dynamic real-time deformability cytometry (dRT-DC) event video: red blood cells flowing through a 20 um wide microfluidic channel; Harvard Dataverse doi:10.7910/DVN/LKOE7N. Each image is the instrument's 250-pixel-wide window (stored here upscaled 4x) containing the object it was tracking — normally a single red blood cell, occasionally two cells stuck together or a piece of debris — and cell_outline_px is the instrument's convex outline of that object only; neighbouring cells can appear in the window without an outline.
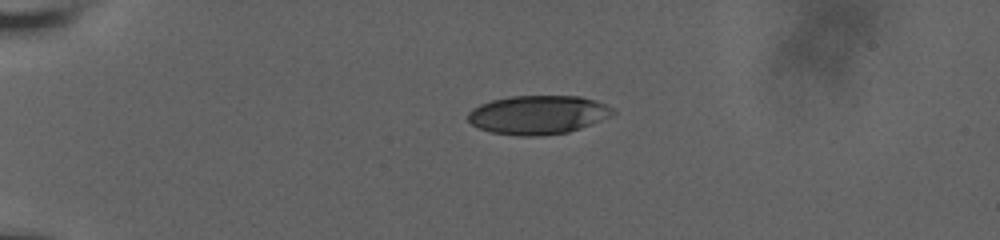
{"species": "human", "species_latin": "Homo sapiens", "temperature_condition": "room temperature", "stored_images_in_passage": 45, "camera_frame_rate_fps": 3000, "um_per_image_px": 0.085, "donor": {"sex": "male"}, "frame": {"image": 1, "passage_image": 1, "time_ms": 0.0, "image_size_px": [1000, 240], "cell_outline_px": [[616, 112], [600, 120], [580, 128], [568, 132], [540, 136], [520, 136], [488, 132], [472, 124], [468, 120], [468, 112], [472, 108], [480, 104], [492, 100], [512, 96], [580, 96], [596, 100], [612, 108]], "centroid_in_image_um": [45.69, 9.76], "position_along_channel_um": 39.3, "area_um2": 32.66}}
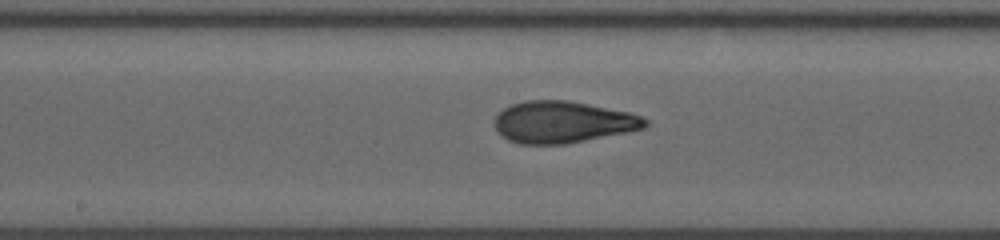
{"frame": {"image": 2, "passage_image": 19, "time_ms": 6.0, "image_size_px": [1000, 240], "cell_outline_px": [[648, 124], [644, 128], [628, 132], [564, 144], [520, 144], [508, 140], [500, 136], [496, 132], [492, 124], [496, 116], [504, 108], [512, 104], [524, 100], [568, 100], [628, 112], [640, 116], [648, 120]], "centroid_in_image_um": [47.78, 10.38], "position_along_channel_um": 200.4, "area_um2": 36.76}}
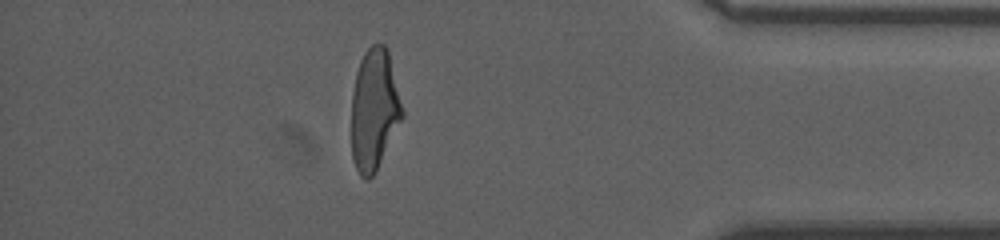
{"frame": {"image": 3, "passage_image": 38, "time_ms": 12.333, "image_size_px": [1000, 240], "cell_outline_px": [[404, 116], [376, 172], [368, 180], [364, 180], [360, 176], [356, 168], [352, 156], [352, 92], [356, 72], [360, 60], [364, 52], [372, 44], [384, 44], [388, 48], [404, 112]], "centroid_in_image_um": [31.82, 9.32], "position_along_channel_um": 403.4, "area_um2": 36.24}, "authors_computed_cell_mechanics": {"area_um2": 36.2406, "velocity_mm_per_s": 3.6773, "shape_relaxation_time_tau1_ms": 7.4358, "shape_relaxation_time_tau2_ms": 1.22, "deformation_change_tau1": 0.2401, "deformation_change_tau2": 0.0806}}